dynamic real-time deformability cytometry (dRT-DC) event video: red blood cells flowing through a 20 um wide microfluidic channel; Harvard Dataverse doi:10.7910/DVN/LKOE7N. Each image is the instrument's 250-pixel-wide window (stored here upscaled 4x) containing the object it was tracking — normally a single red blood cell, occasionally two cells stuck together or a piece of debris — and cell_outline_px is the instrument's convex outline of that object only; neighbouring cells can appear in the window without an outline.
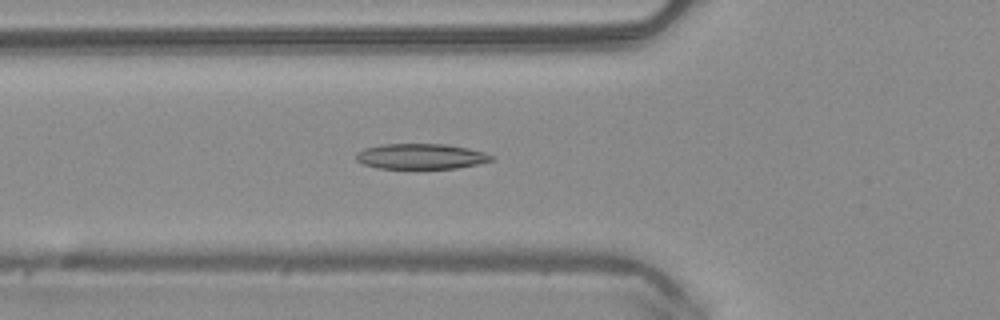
{"species": "common noctule bat (a hibernating species)", "species_latin": "Nyctalus noctula", "temperature_condition": "warm", "stored_images_in_passage": 44, "camera_frame_rate_fps": 3000, "um_per_image_px": 0.085, "animal": {"sex": "male", "body_mass_g": 20.4}, "frame": {"image": 1, "passage_image": 12, "time_ms": 3.667, "image_size_px": [1000, 320], "cell_outline_px": [[496, 160], [456, 168], [416, 172], [376, 168], [364, 164], [356, 160], [356, 152], [364, 148], [380, 144], [444, 144], [468, 148], [484, 152], [492, 156]], "centroid_in_image_um": [35.73, 13.34], "position_along_channel_um": 90.1, "area_um2": 21.15}}
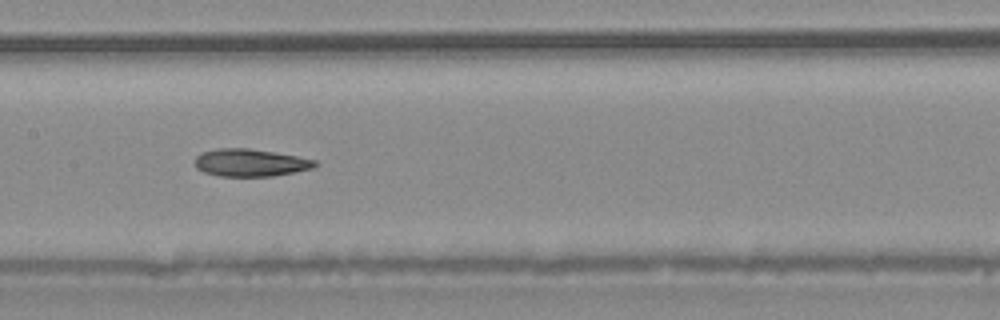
{"frame": {"image": 2, "passage_image": 19, "time_ms": 6.0, "image_size_px": [1000, 320], "cell_outline_px": [[320, 164], [312, 168], [272, 176], [220, 176], [204, 172], [196, 168], [196, 156], [204, 152], [220, 148], [248, 148], [296, 156], [316, 160]], "centroid_in_image_um": [21.29, 13.83], "position_along_channel_um": 186.1, "area_um2": 18.96}}
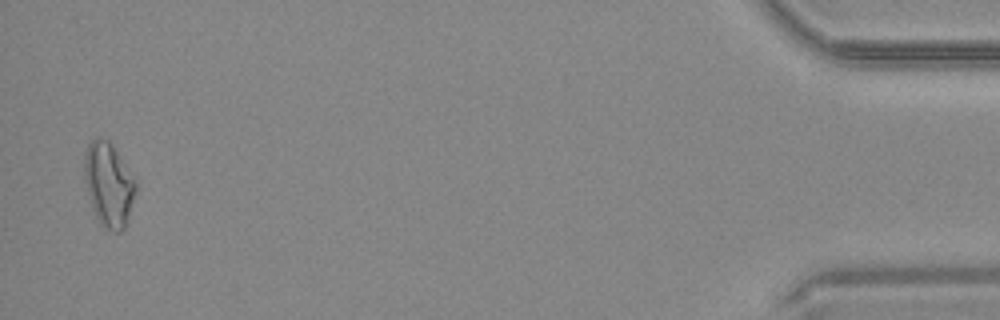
{"frame": {"image": 3, "passage_image": 43, "time_ms": 14.0, "image_size_px": [1000, 320], "cell_outline_px": [[136, 192], [124, 228], [120, 232], [112, 232], [100, 224], [92, 208], [84, 180], [84, 152], [88, 144], [96, 136], [108, 140], [136, 180]], "centroid_in_image_um": [9.21, 15.68], "position_along_channel_um": 426.0, "area_um2": 25.03}, "authors_computed_cell_mechanics": {"area_um2": 19.9988, "velocity_mm_per_s": 4.0964, "shape_relaxation_time_tau1_ms": null, "shape_relaxation_time_tau2_ms": 7.7498, "deformation_change_tau1": null, "deformation_change_tau2": 0.1941}}